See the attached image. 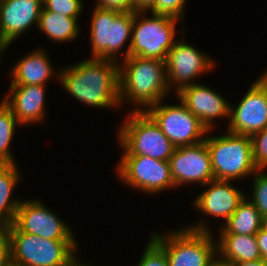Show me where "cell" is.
Masks as SVG:
<instances>
[{
	"label": "cell",
	"instance_id": "obj_22",
	"mask_svg": "<svg viewBox=\"0 0 267 266\" xmlns=\"http://www.w3.org/2000/svg\"><path fill=\"white\" fill-rule=\"evenodd\" d=\"M262 219L255 205L245 197L226 223L224 222L220 234L256 235L262 227Z\"/></svg>",
	"mask_w": 267,
	"mask_h": 266
},
{
	"label": "cell",
	"instance_id": "obj_10",
	"mask_svg": "<svg viewBox=\"0 0 267 266\" xmlns=\"http://www.w3.org/2000/svg\"><path fill=\"white\" fill-rule=\"evenodd\" d=\"M117 167L123 183L146 193L155 194L175 187L169 161L145 155H122Z\"/></svg>",
	"mask_w": 267,
	"mask_h": 266
},
{
	"label": "cell",
	"instance_id": "obj_39",
	"mask_svg": "<svg viewBox=\"0 0 267 266\" xmlns=\"http://www.w3.org/2000/svg\"><path fill=\"white\" fill-rule=\"evenodd\" d=\"M2 103L0 102V111L6 106L5 99H2Z\"/></svg>",
	"mask_w": 267,
	"mask_h": 266
},
{
	"label": "cell",
	"instance_id": "obj_30",
	"mask_svg": "<svg viewBox=\"0 0 267 266\" xmlns=\"http://www.w3.org/2000/svg\"><path fill=\"white\" fill-rule=\"evenodd\" d=\"M11 262L10 236L8 226H0V266Z\"/></svg>",
	"mask_w": 267,
	"mask_h": 266
},
{
	"label": "cell",
	"instance_id": "obj_40",
	"mask_svg": "<svg viewBox=\"0 0 267 266\" xmlns=\"http://www.w3.org/2000/svg\"><path fill=\"white\" fill-rule=\"evenodd\" d=\"M74 266H88V265H86L85 263L83 264L82 262H81V263L78 262V263H76Z\"/></svg>",
	"mask_w": 267,
	"mask_h": 266
},
{
	"label": "cell",
	"instance_id": "obj_8",
	"mask_svg": "<svg viewBox=\"0 0 267 266\" xmlns=\"http://www.w3.org/2000/svg\"><path fill=\"white\" fill-rule=\"evenodd\" d=\"M135 12L94 8L91 21L92 58L117 61L115 54L120 52L130 36Z\"/></svg>",
	"mask_w": 267,
	"mask_h": 266
},
{
	"label": "cell",
	"instance_id": "obj_37",
	"mask_svg": "<svg viewBox=\"0 0 267 266\" xmlns=\"http://www.w3.org/2000/svg\"><path fill=\"white\" fill-rule=\"evenodd\" d=\"M211 266H229V265L217 259Z\"/></svg>",
	"mask_w": 267,
	"mask_h": 266
},
{
	"label": "cell",
	"instance_id": "obj_9",
	"mask_svg": "<svg viewBox=\"0 0 267 266\" xmlns=\"http://www.w3.org/2000/svg\"><path fill=\"white\" fill-rule=\"evenodd\" d=\"M161 103L162 101L144 111L176 148L194 145L205 140L204 135L209 132L208 129L182 102L178 105Z\"/></svg>",
	"mask_w": 267,
	"mask_h": 266
},
{
	"label": "cell",
	"instance_id": "obj_36",
	"mask_svg": "<svg viewBox=\"0 0 267 266\" xmlns=\"http://www.w3.org/2000/svg\"><path fill=\"white\" fill-rule=\"evenodd\" d=\"M8 44L0 37V57H2L1 55H3V52H5L4 50L6 48H8Z\"/></svg>",
	"mask_w": 267,
	"mask_h": 266
},
{
	"label": "cell",
	"instance_id": "obj_5",
	"mask_svg": "<svg viewBox=\"0 0 267 266\" xmlns=\"http://www.w3.org/2000/svg\"><path fill=\"white\" fill-rule=\"evenodd\" d=\"M143 13L146 11L135 12L132 37L123 59L131 55L166 61L168 52L176 42L175 24L179 18L155 13H151L150 18L141 17Z\"/></svg>",
	"mask_w": 267,
	"mask_h": 266
},
{
	"label": "cell",
	"instance_id": "obj_2",
	"mask_svg": "<svg viewBox=\"0 0 267 266\" xmlns=\"http://www.w3.org/2000/svg\"><path fill=\"white\" fill-rule=\"evenodd\" d=\"M169 89L166 61L129 55L119 64L120 104L128 99L137 106L133 111L164 101Z\"/></svg>",
	"mask_w": 267,
	"mask_h": 266
},
{
	"label": "cell",
	"instance_id": "obj_21",
	"mask_svg": "<svg viewBox=\"0 0 267 266\" xmlns=\"http://www.w3.org/2000/svg\"><path fill=\"white\" fill-rule=\"evenodd\" d=\"M15 164H0V226L11 225L20 200H11L12 191L21 178Z\"/></svg>",
	"mask_w": 267,
	"mask_h": 266
},
{
	"label": "cell",
	"instance_id": "obj_26",
	"mask_svg": "<svg viewBox=\"0 0 267 266\" xmlns=\"http://www.w3.org/2000/svg\"><path fill=\"white\" fill-rule=\"evenodd\" d=\"M43 8L68 17H79L82 0H42Z\"/></svg>",
	"mask_w": 267,
	"mask_h": 266
},
{
	"label": "cell",
	"instance_id": "obj_28",
	"mask_svg": "<svg viewBox=\"0 0 267 266\" xmlns=\"http://www.w3.org/2000/svg\"><path fill=\"white\" fill-rule=\"evenodd\" d=\"M137 266H169V263L165 252L150 239Z\"/></svg>",
	"mask_w": 267,
	"mask_h": 266
},
{
	"label": "cell",
	"instance_id": "obj_4",
	"mask_svg": "<svg viewBox=\"0 0 267 266\" xmlns=\"http://www.w3.org/2000/svg\"><path fill=\"white\" fill-rule=\"evenodd\" d=\"M11 262L15 266H74L75 240H51L21 232L8 225Z\"/></svg>",
	"mask_w": 267,
	"mask_h": 266
},
{
	"label": "cell",
	"instance_id": "obj_20",
	"mask_svg": "<svg viewBox=\"0 0 267 266\" xmlns=\"http://www.w3.org/2000/svg\"><path fill=\"white\" fill-rule=\"evenodd\" d=\"M218 237L217 258L223 263L254 261L261 258L255 235L220 234Z\"/></svg>",
	"mask_w": 267,
	"mask_h": 266
},
{
	"label": "cell",
	"instance_id": "obj_6",
	"mask_svg": "<svg viewBox=\"0 0 267 266\" xmlns=\"http://www.w3.org/2000/svg\"><path fill=\"white\" fill-rule=\"evenodd\" d=\"M205 143L211 157L214 179L236 180L256 173L253 161L252 140L227 131V135L205 137Z\"/></svg>",
	"mask_w": 267,
	"mask_h": 266
},
{
	"label": "cell",
	"instance_id": "obj_32",
	"mask_svg": "<svg viewBox=\"0 0 267 266\" xmlns=\"http://www.w3.org/2000/svg\"><path fill=\"white\" fill-rule=\"evenodd\" d=\"M261 258L267 263V231L262 227L255 235Z\"/></svg>",
	"mask_w": 267,
	"mask_h": 266
},
{
	"label": "cell",
	"instance_id": "obj_25",
	"mask_svg": "<svg viewBox=\"0 0 267 266\" xmlns=\"http://www.w3.org/2000/svg\"><path fill=\"white\" fill-rule=\"evenodd\" d=\"M264 170H257L253 179V197L251 202L255 205L262 218L267 217V174Z\"/></svg>",
	"mask_w": 267,
	"mask_h": 266
},
{
	"label": "cell",
	"instance_id": "obj_19",
	"mask_svg": "<svg viewBox=\"0 0 267 266\" xmlns=\"http://www.w3.org/2000/svg\"><path fill=\"white\" fill-rule=\"evenodd\" d=\"M11 71V85H45L54 74L45 51L37 49L19 60Z\"/></svg>",
	"mask_w": 267,
	"mask_h": 266
},
{
	"label": "cell",
	"instance_id": "obj_41",
	"mask_svg": "<svg viewBox=\"0 0 267 266\" xmlns=\"http://www.w3.org/2000/svg\"><path fill=\"white\" fill-rule=\"evenodd\" d=\"M3 266H15L12 262H10L9 264L3 265Z\"/></svg>",
	"mask_w": 267,
	"mask_h": 266
},
{
	"label": "cell",
	"instance_id": "obj_33",
	"mask_svg": "<svg viewBox=\"0 0 267 266\" xmlns=\"http://www.w3.org/2000/svg\"><path fill=\"white\" fill-rule=\"evenodd\" d=\"M156 0H133L134 12L149 10L155 3Z\"/></svg>",
	"mask_w": 267,
	"mask_h": 266
},
{
	"label": "cell",
	"instance_id": "obj_38",
	"mask_svg": "<svg viewBox=\"0 0 267 266\" xmlns=\"http://www.w3.org/2000/svg\"><path fill=\"white\" fill-rule=\"evenodd\" d=\"M262 228L267 231V217L262 219Z\"/></svg>",
	"mask_w": 267,
	"mask_h": 266
},
{
	"label": "cell",
	"instance_id": "obj_15",
	"mask_svg": "<svg viewBox=\"0 0 267 266\" xmlns=\"http://www.w3.org/2000/svg\"><path fill=\"white\" fill-rule=\"evenodd\" d=\"M177 94L179 101L211 131L213 119L230 117V103L222 95L201 84L184 87Z\"/></svg>",
	"mask_w": 267,
	"mask_h": 266
},
{
	"label": "cell",
	"instance_id": "obj_23",
	"mask_svg": "<svg viewBox=\"0 0 267 266\" xmlns=\"http://www.w3.org/2000/svg\"><path fill=\"white\" fill-rule=\"evenodd\" d=\"M78 17H68L48 11L42 7L38 28L56 42L74 40L78 36Z\"/></svg>",
	"mask_w": 267,
	"mask_h": 266
},
{
	"label": "cell",
	"instance_id": "obj_31",
	"mask_svg": "<svg viewBox=\"0 0 267 266\" xmlns=\"http://www.w3.org/2000/svg\"><path fill=\"white\" fill-rule=\"evenodd\" d=\"M96 7L118 12H134L133 0H98Z\"/></svg>",
	"mask_w": 267,
	"mask_h": 266
},
{
	"label": "cell",
	"instance_id": "obj_12",
	"mask_svg": "<svg viewBox=\"0 0 267 266\" xmlns=\"http://www.w3.org/2000/svg\"><path fill=\"white\" fill-rule=\"evenodd\" d=\"M214 61L199 52L194 46L186 44L184 39L176 41L166 59L167 82L177 87L178 93L184 87L195 84L193 78L212 69Z\"/></svg>",
	"mask_w": 267,
	"mask_h": 266
},
{
	"label": "cell",
	"instance_id": "obj_35",
	"mask_svg": "<svg viewBox=\"0 0 267 266\" xmlns=\"http://www.w3.org/2000/svg\"><path fill=\"white\" fill-rule=\"evenodd\" d=\"M259 78L260 79H258L257 81L262 85V87L267 92V71L261 77H259Z\"/></svg>",
	"mask_w": 267,
	"mask_h": 266
},
{
	"label": "cell",
	"instance_id": "obj_27",
	"mask_svg": "<svg viewBox=\"0 0 267 266\" xmlns=\"http://www.w3.org/2000/svg\"><path fill=\"white\" fill-rule=\"evenodd\" d=\"M253 161L258 170L267 168V127L251 136Z\"/></svg>",
	"mask_w": 267,
	"mask_h": 266
},
{
	"label": "cell",
	"instance_id": "obj_14",
	"mask_svg": "<svg viewBox=\"0 0 267 266\" xmlns=\"http://www.w3.org/2000/svg\"><path fill=\"white\" fill-rule=\"evenodd\" d=\"M228 130L231 133L252 136L267 127V92L256 81L243 96L238 106H230Z\"/></svg>",
	"mask_w": 267,
	"mask_h": 266
},
{
	"label": "cell",
	"instance_id": "obj_13",
	"mask_svg": "<svg viewBox=\"0 0 267 266\" xmlns=\"http://www.w3.org/2000/svg\"><path fill=\"white\" fill-rule=\"evenodd\" d=\"M169 165L175 187L197 182L204 186L214 179L211 157L205 140L176 148L169 159Z\"/></svg>",
	"mask_w": 267,
	"mask_h": 266
},
{
	"label": "cell",
	"instance_id": "obj_24",
	"mask_svg": "<svg viewBox=\"0 0 267 266\" xmlns=\"http://www.w3.org/2000/svg\"><path fill=\"white\" fill-rule=\"evenodd\" d=\"M16 125H21L12 111L5 106L0 111V164H15L10 152V143L13 139Z\"/></svg>",
	"mask_w": 267,
	"mask_h": 266
},
{
	"label": "cell",
	"instance_id": "obj_1",
	"mask_svg": "<svg viewBox=\"0 0 267 266\" xmlns=\"http://www.w3.org/2000/svg\"><path fill=\"white\" fill-rule=\"evenodd\" d=\"M64 69L58 79L76 100L99 108L122 106L118 61L90 58Z\"/></svg>",
	"mask_w": 267,
	"mask_h": 266
},
{
	"label": "cell",
	"instance_id": "obj_29",
	"mask_svg": "<svg viewBox=\"0 0 267 266\" xmlns=\"http://www.w3.org/2000/svg\"><path fill=\"white\" fill-rule=\"evenodd\" d=\"M185 1L186 0H156L149 10L151 13L170 15L182 21V19H184Z\"/></svg>",
	"mask_w": 267,
	"mask_h": 266
},
{
	"label": "cell",
	"instance_id": "obj_11",
	"mask_svg": "<svg viewBox=\"0 0 267 266\" xmlns=\"http://www.w3.org/2000/svg\"><path fill=\"white\" fill-rule=\"evenodd\" d=\"M12 224L43 239L75 240L71 228L39 200L21 201Z\"/></svg>",
	"mask_w": 267,
	"mask_h": 266
},
{
	"label": "cell",
	"instance_id": "obj_17",
	"mask_svg": "<svg viewBox=\"0 0 267 266\" xmlns=\"http://www.w3.org/2000/svg\"><path fill=\"white\" fill-rule=\"evenodd\" d=\"M229 183L230 180L213 179L205 184L208 189L195 197L194 204L197 209L206 215L223 218L226 222L247 197L240 189Z\"/></svg>",
	"mask_w": 267,
	"mask_h": 266
},
{
	"label": "cell",
	"instance_id": "obj_7",
	"mask_svg": "<svg viewBox=\"0 0 267 266\" xmlns=\"http://www.w3.org/2000/svg\"><path fill=\"white\" fill-rule=\"evenodd\" d=\"M123 155H145L169 161L176 147L145 111H131L119 129Z\"/></svg>",
	"mask_w": 267,
	"mask_h": 266
},
{
	"label": "cell",
	"instance_id": "obj_3",
	"mask_svg": "<svg viewBox=\"0 0 267 266\" xmlns=\"http://www.w3.org/2000/svg\"><path fill=\"white\" fill-rule=\"evenodd\" d=\"M209 230L202 221L166 236L152 234L151 239L165 252L169 266H211L217 246Z\"/></svg>",
	"mask_w": 267,
	"mask_h": 266
},
{
	"label": "cell",
	"instance_id": "obj_34",
	"mask_svg": "<svg viewBox=\"0 0 267 266\" xmlns=\"http://www.w3.org/2000/svg\"><path fill=\"white\" fill-rule=\"evenodd\" d=\"M229 266H267V263L262 259H257L254 261H241L236 263H226Z\"/></svg>",
	"mask_w": 267,
	"mask_h": 266
},
{
	"label": "cell",
	"instance_id": "obj_16",
	"mask_svg": "<svg viewBox=\"0 0 267 266\" xmlns=\"http://www.w3.org/2000/svg\"><path fill=\"white\" fill-rule=\"evenodd\" d=\"M42 0H0V37L8 44L38 25Z\"/></svg>",
	"mask_w": 267,
	"mask_h": 266
},
{
	"label": "cell",
	"instance_id": "obj_18",
	"mask_svg": "<svg viewBox=\"0 0 267 266\" xmlns=\"http://www.w3.org/2000/svg\"><path fill=\"white\" fill-rule=\"evenodd\" d=\"M45 85H11L4 96L6 106L21 125L40 123L45 115Z\"/></svg>",
	"mask_w": 267,
	"mask_h": 266
}]
</instances>
